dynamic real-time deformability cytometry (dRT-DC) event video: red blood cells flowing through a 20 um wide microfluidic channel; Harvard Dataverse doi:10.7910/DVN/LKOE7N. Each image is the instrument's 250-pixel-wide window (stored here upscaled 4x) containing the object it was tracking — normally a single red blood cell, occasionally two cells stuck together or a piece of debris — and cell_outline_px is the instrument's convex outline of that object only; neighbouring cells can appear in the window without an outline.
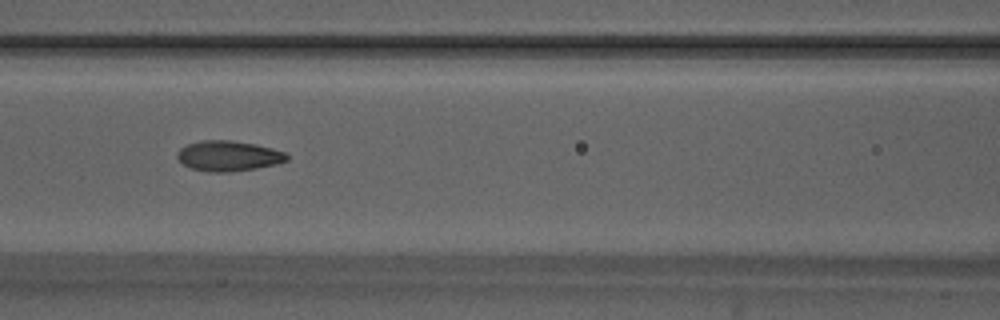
{"species": "Egyptian fruit bat (a non-hibernating species)", "species_latin": "Rousettus aegyptiacus", "temperature_condition": "warm", "stored_images_in_passage": 26, "camera_frame_rate_fps": 3000, "um_per_image_px": 0.085, "animal": {"sex": "male"}, "frame": {"image": 1, "passage_image": 8, "time_ms": 2.333, "image_size_px": [1000, 320], "cell_outline_px": [[288, 160], [276, 164], [256, 168], [228, 172], [208, 172], [192, 168], [184, 164], [176, 156], [180, 148], [188, 144], [200, 140], [232, 140], [256, 144], [272, 148], [284, 152], [288, 156]], "centroid_in_image_um": [19.42, 13.24], "position_along_channel_um": 147.2, "area_um2": 19.31}}
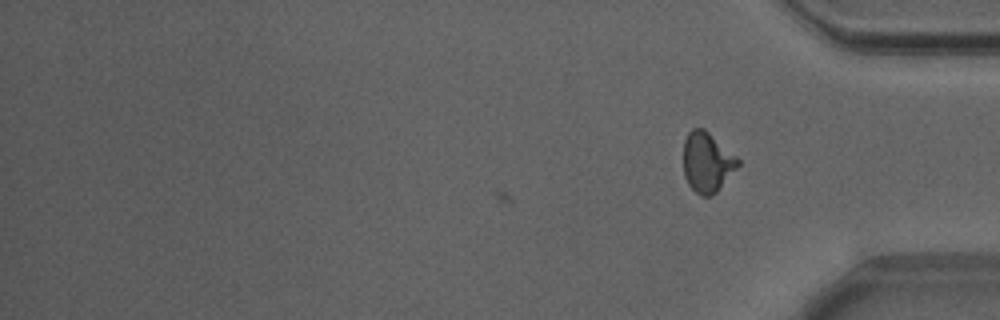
{"frame": {"image": 2, "passage_image": 26, "time_ms": 8.333, "image_size_px": [1000, 320], "cell_outline_px": [[740, 164], [716, 192], [712, 196], [700, 196], [688, 184], [684, 176], [684, 140], [688, 132], [692, 128], [704, 128], [736, 156], [740, 160]], "centroid_in_image_um": [60.09, 13.78], "position_along_channel_um": 375.1, "area_um2": 18.96}, "authors_computed_cell_mechanics": {"area_um2": 18.8717, "velocity_mm_per_s": 3.876, "shape_relaxation_time_tau1_ms": 4.6311, "shape_relaxation_time_tau2_ms": 1.559, "deformation_change_tau1": 0.1597, "deformation_change_tau2": 0.0808}}